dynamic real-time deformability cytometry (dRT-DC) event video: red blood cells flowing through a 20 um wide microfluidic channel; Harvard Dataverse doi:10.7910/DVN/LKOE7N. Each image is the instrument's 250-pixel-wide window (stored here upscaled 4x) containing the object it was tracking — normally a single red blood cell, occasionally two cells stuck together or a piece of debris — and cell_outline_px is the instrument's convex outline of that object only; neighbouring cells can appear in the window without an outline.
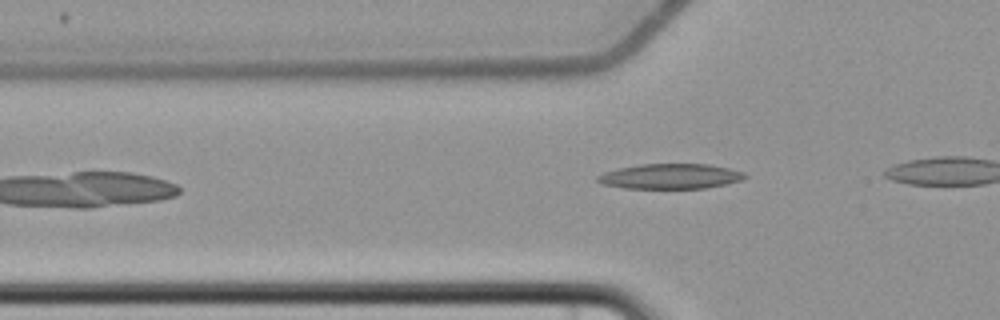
{"species": "common noctule bat (a hibernating species)", "species_latin": "Nyctalus noctula", "temperature_condition": "cold", "stored_images_in_passage": 7, "camera_frame_rate_fps": 3000, "um_per_image_px": 0.085, "animal": {"sex": "female", "body_mass_g": 22.7, "forearm_length_mm": 54.2}, "frame": {"image": 1, "passage_image": 7, "time_ms": 7.333, "image_size_px": [1000, 320], "cell_outline_px": [[748, 176], [740, 180], [724, 184], [704, 188], [624, 188], [600, 184], [596, 180], [596, 176], [604, 172], [620, 168], [640, 164], [708, 164], [728, 168], [744, 172]], "centroid_in_image_um": [56.94, 14.98], "position_along_channel_um": 68.9, "area_um2": 21.44}}